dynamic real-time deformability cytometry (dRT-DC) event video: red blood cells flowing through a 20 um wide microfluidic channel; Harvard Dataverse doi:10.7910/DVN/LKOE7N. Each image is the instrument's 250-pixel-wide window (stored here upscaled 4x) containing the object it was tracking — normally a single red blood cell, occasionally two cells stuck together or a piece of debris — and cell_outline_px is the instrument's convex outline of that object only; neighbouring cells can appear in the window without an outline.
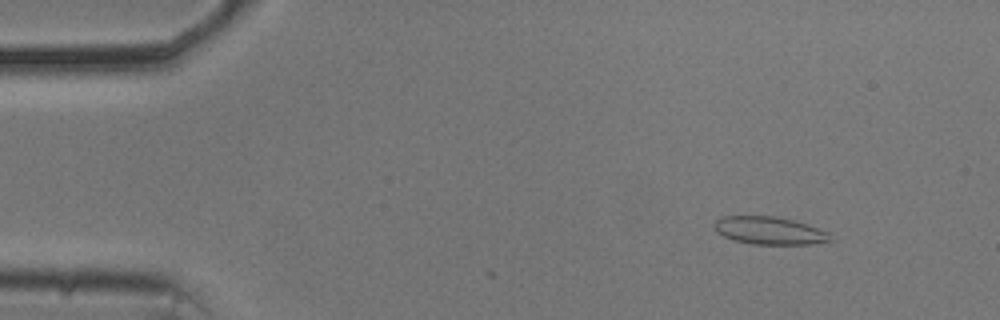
{"species": "common noctule bat (a hibernating species)", "species_latin": "Nyctalus noctula", "temperature_condition": "cold", "stored_images_in_passage": 3, "camera_frame_rate_fps": 3000, "um_per_image_px": 0.085, "animal": {"sex": "male", "body_mass_g": 20.5, "forearm_length_mm": 52.5}, "frame": {"image": 1, "passage_image": 1, "time_ms": 0.0, "image_size_px": [1000, 320], "cell_outline_px": [[836, 240], [812, 244], [752, 244], [732, 240], [716, 232], [712, 224], [716, 220], [724, 216], [776, 216], [796, 220], [808, 224], [828, 232]], "centroid_in_image_um": [65.43, 19.6], "position_along_channel_um": 19.6, "area_um2": 19.07}}